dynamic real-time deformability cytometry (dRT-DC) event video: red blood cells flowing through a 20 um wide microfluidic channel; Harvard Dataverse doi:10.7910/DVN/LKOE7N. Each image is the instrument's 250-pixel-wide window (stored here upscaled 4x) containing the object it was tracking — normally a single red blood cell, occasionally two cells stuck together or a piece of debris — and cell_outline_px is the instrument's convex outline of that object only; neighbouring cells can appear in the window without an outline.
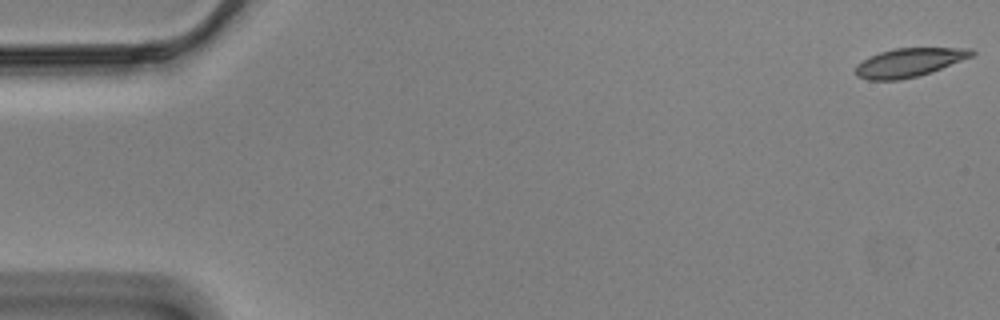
{"species": "Egyptian fruit bat (a non-hibernating species)", "species_latin": "Rousettus aegyptiacus", "temperature_condition": "cold", "stored_images_in_passage": 57, "camera_frame_rate_fps": 3000, "um_per_image_px": 0.085, "animal": {"sex": "male"}, "frame": {"image": 1, "passage_image": 1, "time_ms": 0.0, "image_size_px": [1000, 320], "cell_outline_px": [[976, 52], [972, 56], [932, 72], [900, 80], [868, 80], [856, 76], [856, 64], [880, 52], [892, 48], [972, 48]], "centroid_in_image_um": [77.28, 5.31], "position_along_channel_um": 7.7, "area_um2": 19.31}}
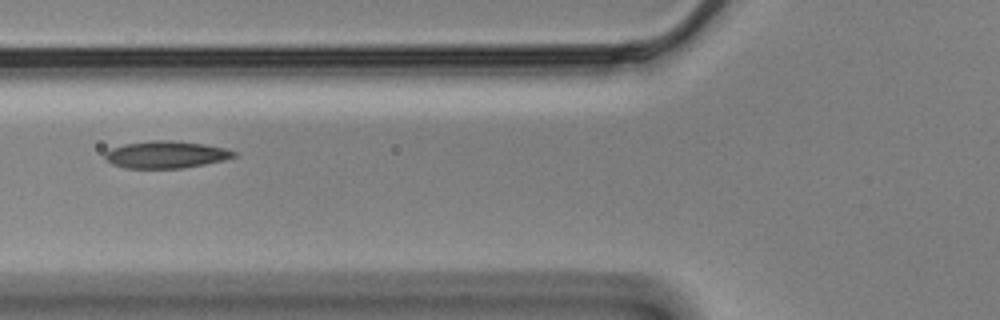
{"frame": {"image": 2, "passage_image": 22, "time_ms": 7.0, "image_size_px": [1000, 320], "cell_outline_px": [[240, 152], [236, 156], [224, 160], [184, 168], [124, 168], [112, 164], [104, 160], [104, 152], [112, 148], [124, 144], [148, 140], [168, 140], [204, 144], [228, 148]], "centroid_in_image_um": [14.12, 13.14], "position_along_channel_um": 111.7, "area_um2": 20.69}}
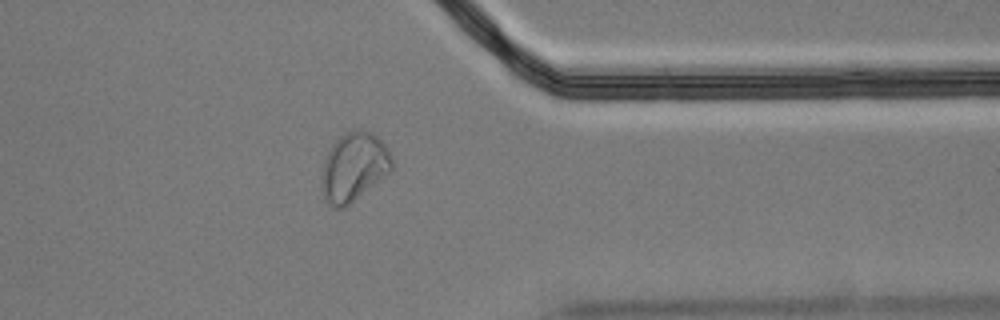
{"frame": {"image": 3, "passage_image": 46, "time_ms": 15.0, "image_size_px": [1000, 320], "cell_outline_px": [[392, 168], [388, 172], [344, 208], [332, 208], [324, 196], [320, 188], [320, 184], [324, 160], [328, 148], [344, 132], [356, 128], [360, 128], [372, 132], [388, 148], [392, 156]], "centroid_in_image_um": [30.04, 14.15], "position_along_channel_um": 381.4, "area_um2": 28.15}, "authors_computed_cell_mechanics": {"area_um2": 20.1722, "velocity_mm_per_s": 3.4829, "shape_relaxation_time_tau1_ms": 10.6802, "shape_relaxation_time_tau2_ms": 2.2709, "deformation_change_tau1": 0.2058, "deformation_change_tau2": 0.0702}}